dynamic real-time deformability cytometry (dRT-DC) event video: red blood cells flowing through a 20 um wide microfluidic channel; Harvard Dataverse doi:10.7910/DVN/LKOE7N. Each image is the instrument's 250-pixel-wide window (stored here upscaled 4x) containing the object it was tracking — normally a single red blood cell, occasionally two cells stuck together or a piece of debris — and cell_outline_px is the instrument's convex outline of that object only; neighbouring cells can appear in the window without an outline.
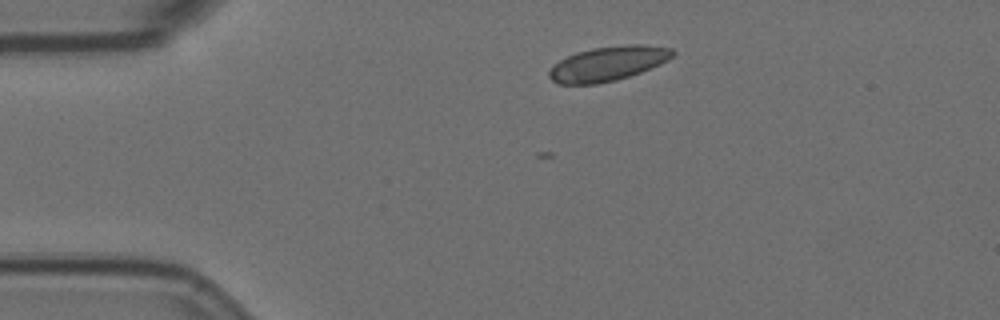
{"species": "Egyptian fruit bat (a non-hibernating species)", "species_latin": "Rousettus aegyptiacus", "temperature_condition": "room temperature", "stored_images_in_passage": 6, "camera_frame_rate_fps": 3000, "um_per_image_px": 0.085, "animal": {"sex": "female"}, "frame": {"image": 1, "passage_image": 1, "time_ms": 0.0, "image_size_px": [1000, 320], "cell_outline_px": [[676, 52], [668, 60], [660, 64], [640, 72], [616, 80], [596, 84], [560, 84], [552, 80], [548, 76], [548, 72], [552, 64], [576, 52], [592, 48], [624, 44], [644, 44], [672, 48]], "centroid_in_image_um": [51.67, 5.39], "position_along_channel_um": 33.3, "area_um2": 24.97}}